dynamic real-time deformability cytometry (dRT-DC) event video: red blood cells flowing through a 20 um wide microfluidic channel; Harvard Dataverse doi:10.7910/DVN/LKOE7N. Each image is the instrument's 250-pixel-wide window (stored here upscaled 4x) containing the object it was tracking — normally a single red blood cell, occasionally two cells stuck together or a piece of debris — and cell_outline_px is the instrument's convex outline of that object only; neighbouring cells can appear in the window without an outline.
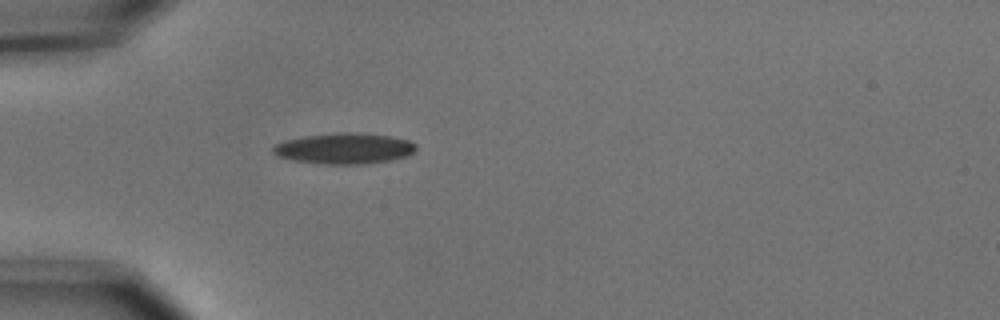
{"species": "common noctule bat (a hibernating species)", "species_latin": "Nyctalus noctula", "temperature_condition": "cold", "stored_images_in_passage": 3, "camera_frame_rate_fps": 3000, "um_per_image_px": 0.085, "animal": {"sex": "male", "body_mass_g": 15.6}, "frame": {"image": 1, "passage_image": 3, "time_ms": 0.667, "image_size_px": [1000, 320], "cell_outline_px": [[416, 152], [408, 156], [392, 160], [364, 164], [324, 164], [292, 160], [276, 156], [272, 152], [272, 148], [276, 144], [288, 140], [304, 136], [344, 132], [392, 136], [408, 140], [416, 144]], "centroid_in_image_um": [29.3, 12.63], "position_along_channel_um": 55.7, "area_um2": 25.66}}